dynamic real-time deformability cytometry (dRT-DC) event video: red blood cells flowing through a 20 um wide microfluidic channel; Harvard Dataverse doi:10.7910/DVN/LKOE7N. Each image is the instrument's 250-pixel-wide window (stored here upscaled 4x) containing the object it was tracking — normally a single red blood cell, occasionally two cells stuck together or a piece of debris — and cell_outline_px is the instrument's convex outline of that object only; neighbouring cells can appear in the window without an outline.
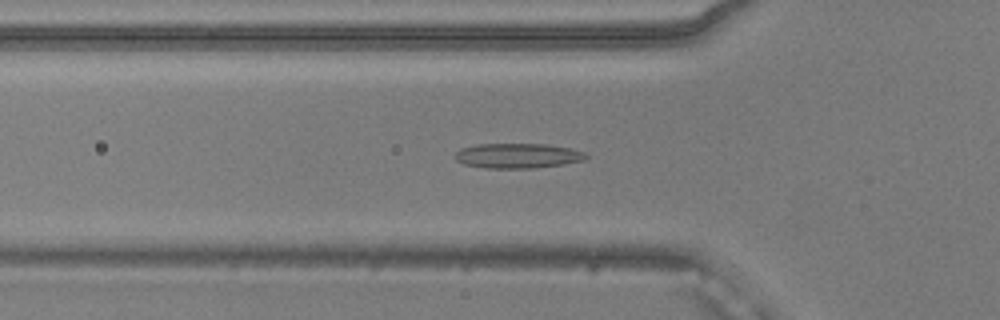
{"species": "common noctule bat (a hibernating species)", "species_latin": "Nyctalus noctula", "temperature_condition": "warm", "stored_images_in_passage": 24, "camera_frame_rate_fps": 3000, "um_per_image_px": 0.085, "animal": {"sex": "male", "body_mass_g": 20.5, "forearm_length_mm": 52.5}, "frame": {"image": 1, "passage_image": 3, "time_ms": 0.667, "image_size_px": [1000, 320], "cell_outline_px": [[588, 156], [584, 160], [564, 164], [532, 168], [484, 168], [464, 164], [456, 160], [456, 152], [460, 148], [476, 144], [548, 144], [572, 148], [584, 152]], "centroid_in_image_um": [44.01, 13.23], "position_along_channel_um": 81.8, "area_um2": 19.07}}
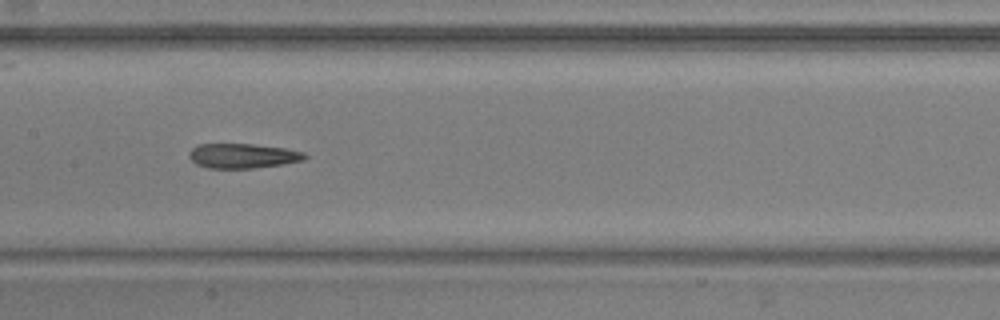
{"frame": {"image": 2, "passage_image": 11, "time_ms": 3.333, "image_size_px": [1000, 320], "cell_outline_px": [[308, 156], [304, 160], [284, 164], [252, 168], [208, 168], [196, 164], [188, 156], [188, 152], [192, 148], [200, 144], [252, 144], [284, 148], [304, 152]], "centroid_in_image_um": [20.63, 13.25], "position_along_channel_um": 186.8, "area_um2": 16.65}}
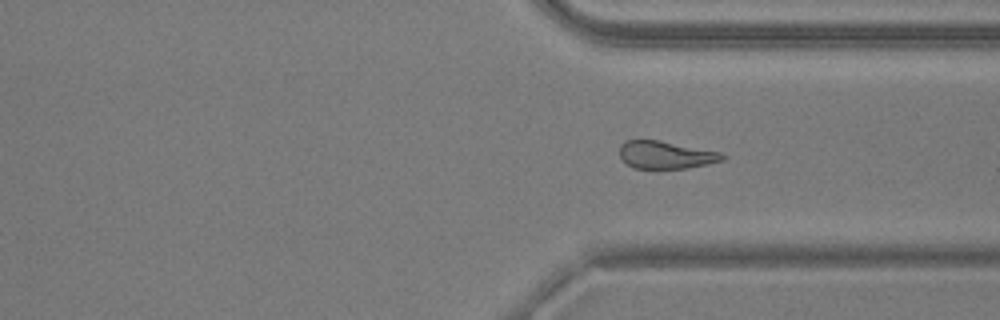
{"frame": {"image": 3, "passage_image": 24, "time_ms": 7.667, "image_size_px": [1000, 320], "cell_outline_px": [[724, 160], [708, 164], [688, 168], [632, 168], [620, 156], [620, 144], [624, 140], [656, 140], [720, 152], [724, 156]], "centroid_in_image_um": [56.57, 13.17], "position_along_channel_um": 354.8, "area_um2": 16.3}}